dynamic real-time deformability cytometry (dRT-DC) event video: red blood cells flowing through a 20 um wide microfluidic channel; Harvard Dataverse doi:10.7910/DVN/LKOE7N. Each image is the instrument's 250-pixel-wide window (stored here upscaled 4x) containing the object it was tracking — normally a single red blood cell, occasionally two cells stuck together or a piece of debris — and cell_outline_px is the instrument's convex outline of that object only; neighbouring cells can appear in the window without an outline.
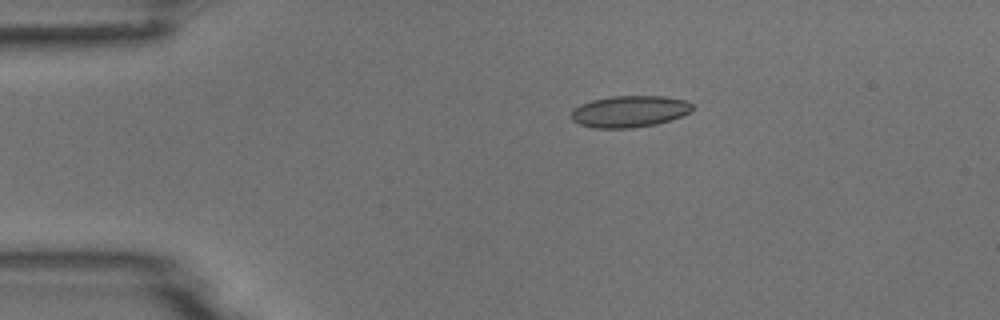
{"species": "common noctule bat (a hibernating species)", "species_latin": "Nyctalus noctula", "temperature_condition": "room temperature", "stored_images_in_passage": 5, "camera_frame_rate_fps": 3000, "um_per_image_px": 0.085, "animal": {"sex": "male", "body_mass_g": 18.8}, "frame": {"image": 1, "passage_image": 3, "time_ms": 2.333, "image_size_px": [1000, 320], "cell_outline_px": [[692, 108], [688, 112], [680, 116], [656, 124], [632, 128], [592, 128], [580, 124], [572, 120], [572, 108], [580, 104], [592, 100], [612, 96], [664, 96], [684, 100], [692, 104]], "centroid_in_image_um": [53.45, 9.47], "position_along_channel_um": 31.5, "area_um2": 22.14}}
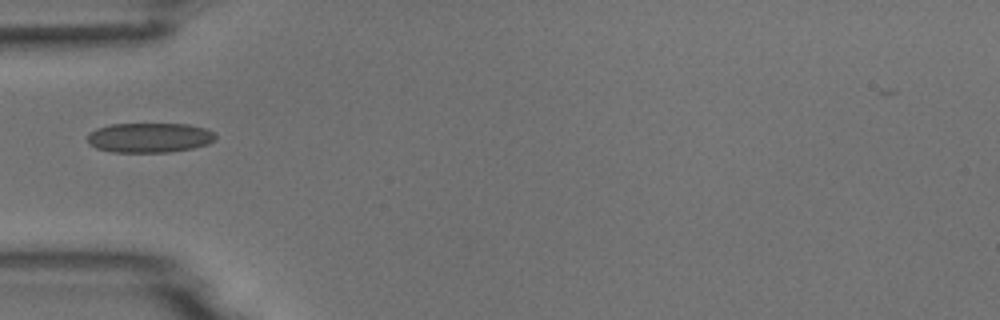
{"frame": {"image": 2, "passage_image": 5, "time_ms": 4.667, "image_size_px": [1000, 320], "cell_outline_px": [[216, 140], [208, 144], [192, 148], [168, 152], [112, 152], [96, 148], [88, 144], [88, 132], [96, 128], [112, 124], [188, 124], [208, 128], [216, 136]], "centroid_in_image_um": [12.7, 11.7], "position_along_channel_um": 72.3, "area_um2": 22.37}}